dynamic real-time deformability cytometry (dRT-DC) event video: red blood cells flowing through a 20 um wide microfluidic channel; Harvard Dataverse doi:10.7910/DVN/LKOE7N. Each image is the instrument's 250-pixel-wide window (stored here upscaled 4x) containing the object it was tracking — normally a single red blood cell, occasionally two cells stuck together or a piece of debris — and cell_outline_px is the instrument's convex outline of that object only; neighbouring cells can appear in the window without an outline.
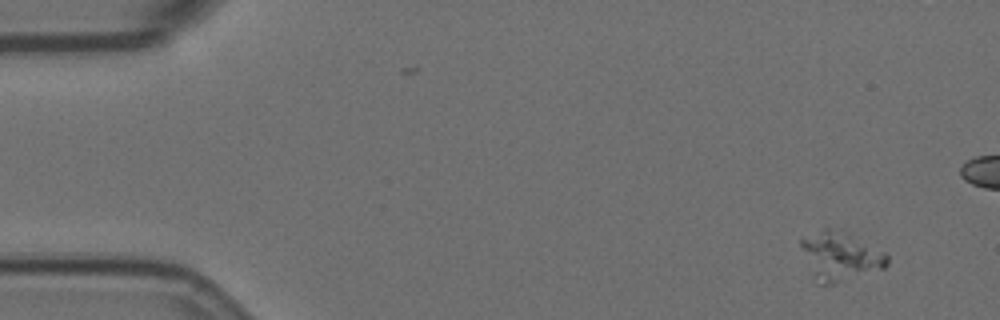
{"species": "Egyptian fruit bat (a non-hibernating species)", "species_latin": "Rousettus aegyptiacus", "temperature_condition": "room temperature", "stored_images_in_passage": 6, "camera_frame_rate_fps": 3000, "um_per_image_px": 0.085, "animal": {"sex": "female"}, "frame": {"image": 1, "passage_image": 1, "time_ms": 0.0, "image_size_px": [1000, 320], "cell_outline_px": [[888, 264], [884, 268], [832, 284], [816, 284], [812, 280], [800, 244], [800, 240], [824, 228], [828, 228], [848, 236], [884, 252], [888, 256]], "centroid_in_image_um": [71.35, 21.85], "position_along_channel_um": 13.7, "area_um2": 23.58}}